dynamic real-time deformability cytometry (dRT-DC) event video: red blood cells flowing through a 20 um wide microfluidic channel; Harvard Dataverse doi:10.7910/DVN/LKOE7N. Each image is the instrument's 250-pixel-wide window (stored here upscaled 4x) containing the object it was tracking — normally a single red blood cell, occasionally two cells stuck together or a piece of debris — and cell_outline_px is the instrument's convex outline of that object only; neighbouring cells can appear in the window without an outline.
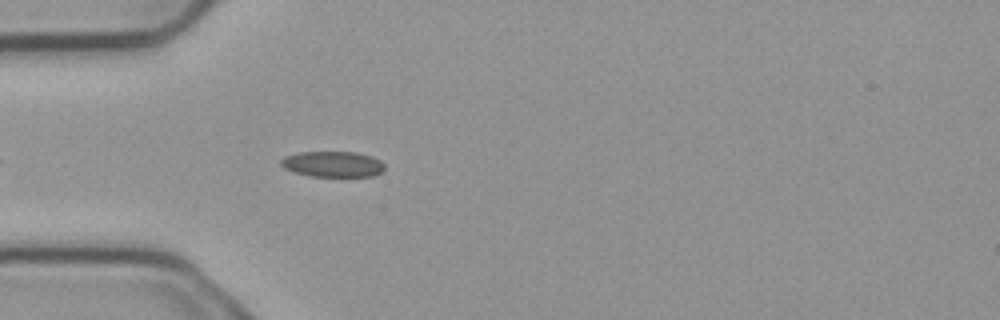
{"species": "common noctule bat (a hibernating species)", "species_latin": "Nyctalus noctula", "temperature_condition": "cold", "stored_images_in_passage": 5, "camera_frame_rate_fps": 3000, "um_per_image_px": 0.085, "animal": {"sex": "male", "body_mass_g": 23.1, "forearm_length_mm": 52.7}, "frame": {"image": 1, "passage_image": 5, "time_ms": 1.333, "image_size_px": [1000, 320], "cell_outline_px": [[384, 172], [372, 176], [308, 176], [284, 168], [280, 164], [280, 160], [284, 156], [296, 152], [356, 152], [372, 156], [380, 160], [384, 164]], "centroid_in_image_um": [28.29, 13.94], "position_along_channel_um": 56.7, "area_um2": 15.66}}